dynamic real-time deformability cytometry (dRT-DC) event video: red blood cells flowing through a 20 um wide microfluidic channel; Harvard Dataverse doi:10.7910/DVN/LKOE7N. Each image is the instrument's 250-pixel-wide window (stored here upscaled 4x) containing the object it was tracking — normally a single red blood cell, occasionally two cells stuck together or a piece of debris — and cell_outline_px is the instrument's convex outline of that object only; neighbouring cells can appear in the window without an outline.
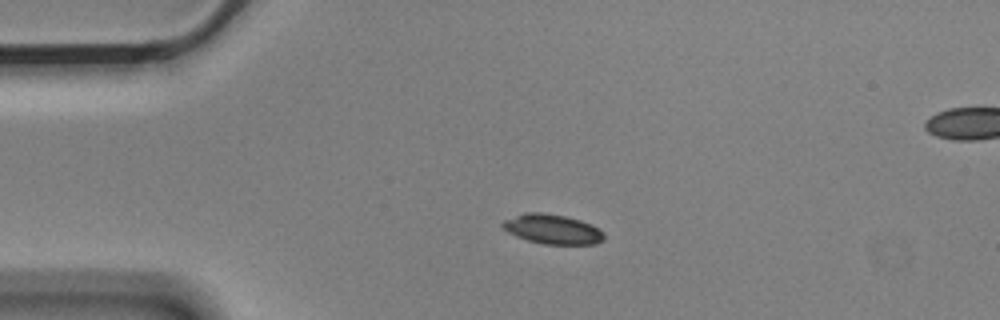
{"species": "Egyptian fruit bat (a non-hibernating species)", "species_latin": "Rousettus aegyptiacus", "temperature_condition": "cold", "stored_images_in_passage": 2, "segment_of_instrument_passage": [1, 2], "camera_frame_rate_fps": 3000, "um_per_image_px": 0.085, "animal": {"sex": "male"}, "frame": {"image": 1, "passage_image": 1, "time_ms": 0.0, "image_size_px": [1000, 320], "cell_outline_px": [[604, 240], [596, 244], [544, 244], [528, 240], [516, 236], [508, 232], [500, 224], [504, 220], [524, 212], [540, 212], [564, 216], [580, 220], [604, 232]], "centroid_in_image_um": [46.94, 19.48], "position_along_channel_um": 38.1, "area_um2": 17.34}}